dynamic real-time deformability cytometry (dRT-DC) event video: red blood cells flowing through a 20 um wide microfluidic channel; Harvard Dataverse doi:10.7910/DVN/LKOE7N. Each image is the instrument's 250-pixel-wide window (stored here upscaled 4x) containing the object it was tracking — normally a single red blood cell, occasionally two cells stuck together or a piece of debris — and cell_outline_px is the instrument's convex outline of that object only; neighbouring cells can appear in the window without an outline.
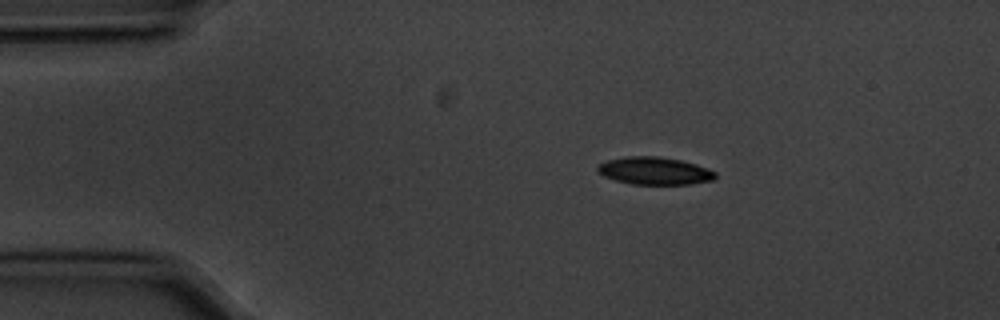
{"species": "common noctule bat (a hibernating species)", "species_latin": "Nyctalus noctula", "temperature_condition": "cold", "stored_images_in_passage": 5, "camera_frame_rate_fps": 3000, "um_per_image_px": 0.085, "animal": {"sex": "male", "body_mass_g": 20.1, "forearm_length_mm": 53.5}, "frame": {"image": 1, "passage_image": 3, "time_ms": 0.667, "image_size_px": [1000, 320], "cell_outline_px": [[716, 176], [712, 180], [692, 184], [632, 184], [616, 180], [604, 176], [596, 172], [596, 168], [600, 164], [608, 160], [628, 156], [656, 156], [680, 160], [696, 164], [708, 168], [716, 172]], "centroid_in_image_um": [55.64, 14.52], "position_along_channel_um": 29.4, "area_um2": 18.84}}
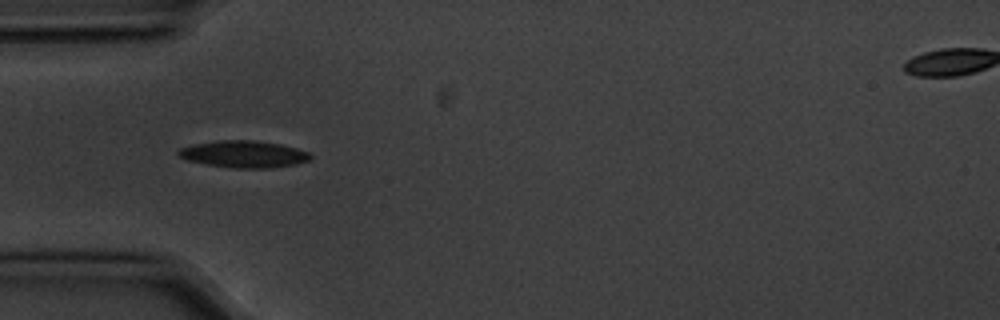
{"frame": {"image": 2, "passage_image": 5, "time_ms": 1.333, "image_size_px": [1000, 320], "cell_outline_px": [[312, 160], [296, 164], [268, 168], [236, 168], [208, 164], [188, 160], [180, 156], [176, 152], [180, 148], [192, 144], [220, 140], [252, 140], [280, 144], [296, 148], [308, 152], [312, 156]], "centroid_in_image_um": [20.75, 13.1], "position_along_channel_um": 64.3, "area_um2": 20.58}}